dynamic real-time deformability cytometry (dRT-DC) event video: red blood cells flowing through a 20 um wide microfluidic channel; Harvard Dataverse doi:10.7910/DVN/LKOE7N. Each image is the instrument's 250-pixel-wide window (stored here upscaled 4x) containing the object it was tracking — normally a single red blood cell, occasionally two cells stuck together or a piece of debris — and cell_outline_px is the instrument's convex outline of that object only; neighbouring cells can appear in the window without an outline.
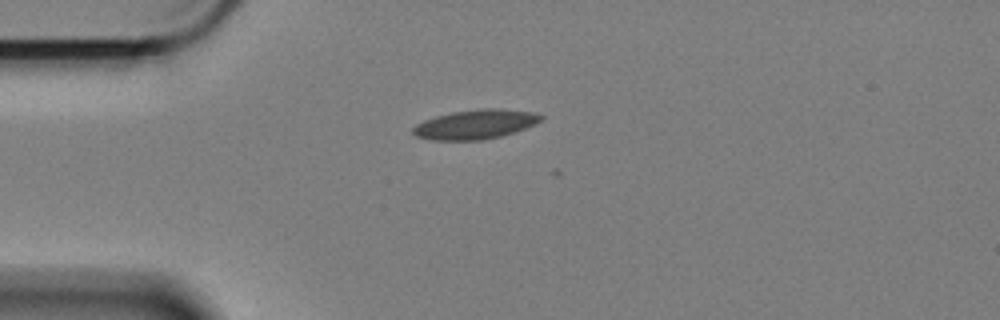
{"species": "Egyptian fruit bat (a non-hibernating species)", "species_latin": "Rousettus aegyptiacus", "temperature_condition": "cold", "stored_images_in_passage": 6, "camera_frame_rate_fps": 3000, "um_per_image_px": 0.085, "animal": {"sex": "female"}, "frame": {"image": 1, "passage_image": 1, "time_ms": 0.0, "image_size_px": [1000, 320], "cell_outline_px": [[544, 116], [536, 124], [500, 136], [484, 140], [432, 140], [416, 136], [412, 132], [412, 128], [416, 124], [424, 120], [436, 116], [452, 112], [480, 108], [500, 108], [532, 112]], "centroid_in_image_um": [40.38, 10.56], "position_along_channel_um": 44.6, "area_um2": 21.85}}